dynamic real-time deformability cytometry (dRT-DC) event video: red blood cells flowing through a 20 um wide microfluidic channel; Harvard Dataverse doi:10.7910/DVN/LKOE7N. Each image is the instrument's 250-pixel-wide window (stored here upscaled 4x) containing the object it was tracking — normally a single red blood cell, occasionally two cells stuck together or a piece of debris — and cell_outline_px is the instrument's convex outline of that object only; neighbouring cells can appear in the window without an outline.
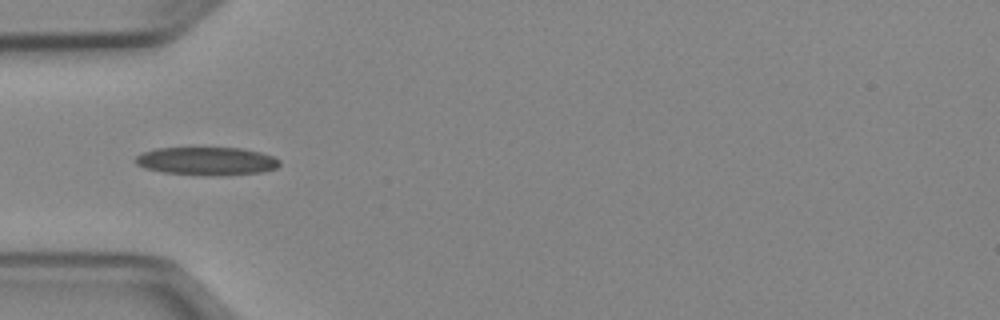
{"species": "Egyptian fruit bat (a non-hibernating species)", "species_latin": "Rousettus aegyptiacus", "temperature_condition": "cold", "stored_images_in_passage": 36, "camera_frame_rate_fps": 3000, "um_per_image_px": 0.085, "animal": {"sex": "female"}, "frame": {"image": 1, "passage_image": 1, "time_ms": 0.0, "image_size_px": [1000, 320], "cell_outline_px": [[280, 164], [276, 168], [264, 172], [224, 176], [220, 176], [164, 172], [144, 168], [136, 164], [132, 160], [140, 152], [156, 148], [240, 148], [260, 152], [272, 156], [280, 160]], "centroid_in_image_um": [17.56, 13.69], "position_along_channel_um": 67.4, "area_um2": 23.81}}
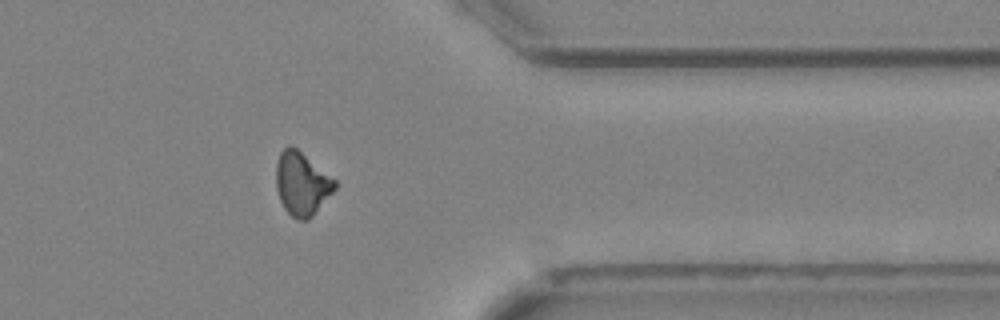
{"frame": {"image": 2, "passage_image": 26, "time_ms": 8.333, "image_size_px": [1000, 320], "cell_outline_px": [[336, 188], [312, 216], [308, 220], [296, 220], [284, 208], [280, 200], [276, 188], [276, 164], [280, 152], [288, 144], [296, 148], [336, 180]], "centroid_in_image_um": [25.64, 15.62], "position_along_channel_um": 385.8, "area_um2": 21.5}}
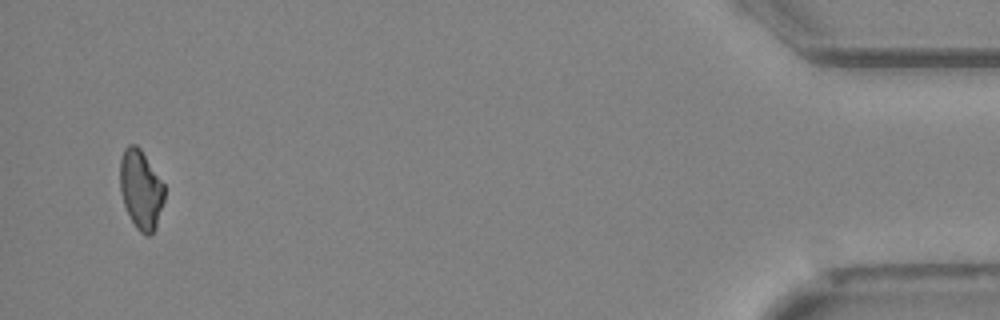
{"frame": {"image": 3, "passage_image": 34, "time_ms": 11.0, "image_size_px": [1000, 320], "cell_outline_px": [[164, 200], [156, 228], [148, 236], [144, 236], [136, 228], [124, 204], [120, 192], [120, 160], [124, 148], [128, 144], [136, 144], [140, 148], [164, 184]], "centroid_in_image_um": [11.97, 16.1], "position_along_channel_um": 423.2, "area_um2": 20.46}, "authors_computed_cell_mechanics": {"area_um2": 22.0218, "velocity_mm_per_s": 3.9756, "shape_relaxation_time_tau1_ms": 10.6704, "shape_relaxation_time_tau2_ms": null, "deformation_change_tau1": 0.1905, "deformation_change_tau2": null}}